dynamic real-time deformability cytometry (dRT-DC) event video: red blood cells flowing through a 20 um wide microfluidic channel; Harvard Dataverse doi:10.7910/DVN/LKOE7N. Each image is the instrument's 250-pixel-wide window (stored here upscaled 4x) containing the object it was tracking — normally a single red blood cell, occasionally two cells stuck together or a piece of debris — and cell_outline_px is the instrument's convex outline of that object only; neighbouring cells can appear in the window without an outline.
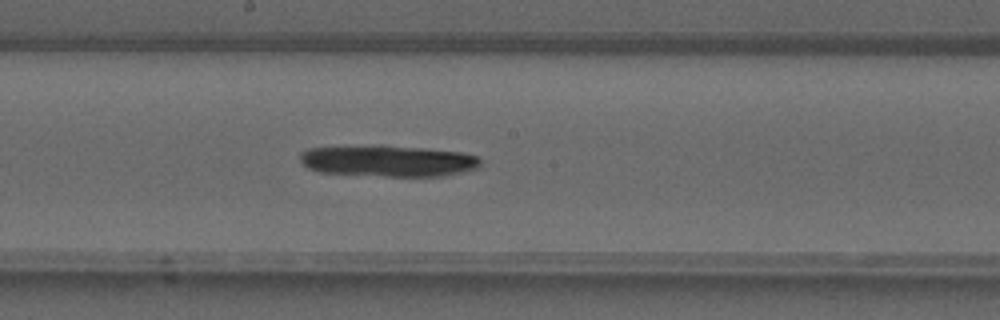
{"species": "common noctule bat (a hibernating species)", "species_latin": "Nyctalus noctula", "temperature_condition": "warm", "stored_images_in_passage": 40, "camera_frame_rate_fps": 3000, "um_per_image_px": 0.085, "animal": {"sex": "male", "forearm_length_mm": 52.5}, "frame": {"image": 1, "passage_image": 22, "time_ms": 7.0, "image_size_px": [1000, 320], "cell_outline_px": [[480, 164], [476, 168], [444, 176], [388, 176], [320, 172], [308, 168], [300, 160], [300, 152], [308, 148], [424, 148], [460, 152], [476, 156], [480, 160]], "centroid_in_image_um": [33.02, 13.72], "position_along_channel_um": 215.2, "area_um2": 31.39}}
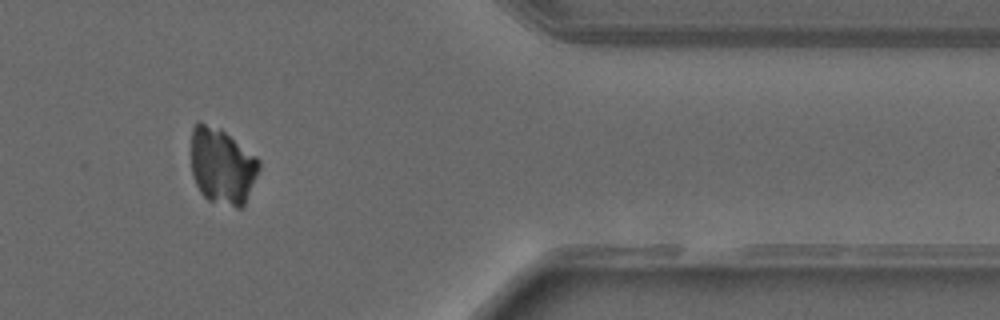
{"frame": {"image": 2, "passage_image": 34, "time_ms": 11.0, "image_size_px": [1000, 320], "cell_outline_px": [[260, 168], [244, 204], [240, 208], [236, 208], [208, 200], [200, 192], [192, 176], [192, 128], [196, 120], [200, 120], [220, 128], [256, 156], [260, 160]], "centroid_in_image_um": [18.87, 14.09], "position_along_channel_um": 392.5, "area_um2": 30.23}}
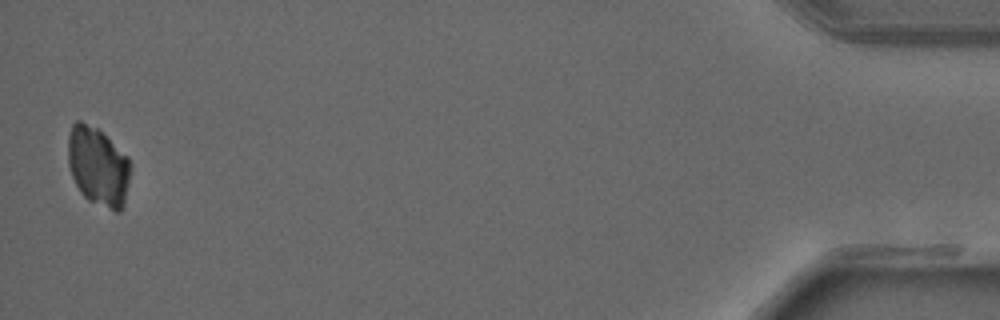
{"frame": {"image": 3, "passage_image": 40, "time_ms": 13.0, "image_size_px": [1000, 320], "cell_outline_px": [[132, 168], [124, 204], [120, 212], [116, 212], [88, 200], [80, 192], [72, 176], [68, 164], [68, 136], [72, 124], [76, 120], [80, 120], [96, 128], [128, 156], [132, 164]], "centroid_in_image_um": [8.35, 14.16], "position_along_channel_um": 426.8, "area_um2": 28.9}}